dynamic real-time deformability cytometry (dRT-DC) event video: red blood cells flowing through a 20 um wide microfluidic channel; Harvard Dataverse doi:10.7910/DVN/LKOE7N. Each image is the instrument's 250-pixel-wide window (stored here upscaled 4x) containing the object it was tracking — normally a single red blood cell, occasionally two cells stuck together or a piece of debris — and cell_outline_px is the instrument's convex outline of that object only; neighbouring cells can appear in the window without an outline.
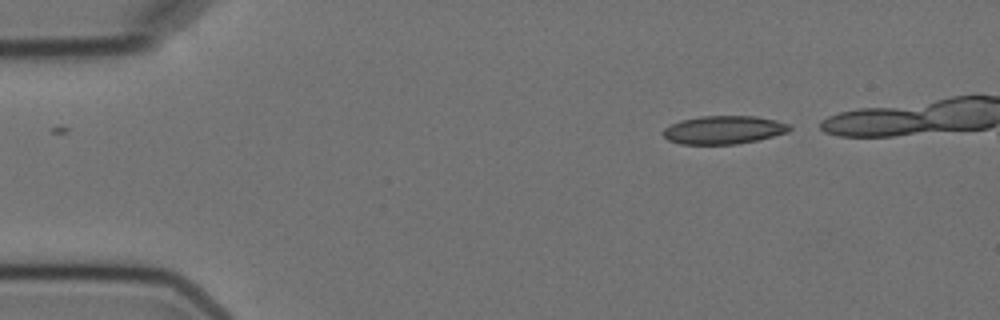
{"species": "Egyptian fruit bat (a non-hibernating species)", "species_latin": "Rousettus aegyptiacus", "temperature_condition": "cold", "stored_images_in_passage": 4, "camera_frame_rate_fps": 3000, "um_per_image_px": 0.085, "animal": {"sex": "female"}, "frame": {"image": 1, "passage_image": 1, "time_ms": 0.0, "image_size_px": [1000, 320], "cell_outline_px": [[792, 128], [788, 132], [756, 140], [736, 144], [680, 144], [668, 140], [660, 132], [664, 128], [680, 120], [700, 116], [756, 116], [776, 120], [792, 124]], "centroid_in_image_um": [61.51, 11.03], "position_along_channel_um": 23.5, "area_um2": 20.92}}